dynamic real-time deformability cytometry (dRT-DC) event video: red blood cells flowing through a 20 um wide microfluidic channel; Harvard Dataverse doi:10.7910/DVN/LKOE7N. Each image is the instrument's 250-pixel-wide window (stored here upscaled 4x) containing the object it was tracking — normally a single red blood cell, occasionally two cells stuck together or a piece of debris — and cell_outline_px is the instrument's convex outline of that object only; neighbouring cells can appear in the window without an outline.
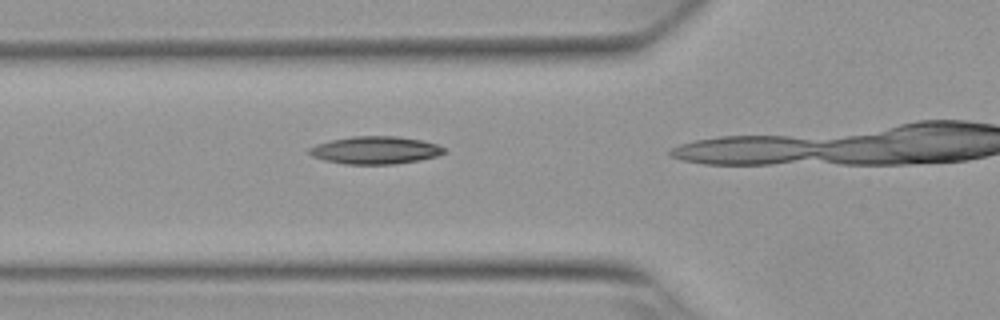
{"species": "Egyptian fruit bat (a non-hibernating species)", "species_latin": "Rousettus aegyptiacus", "temperature_condition": "warm", "stored_images_in_passage": 11, "camera_frame_rate_fps": 3000, "um_per_image_px": 0.085, "animal": {"sex": "female"}, "frame": {"image": 1, "passage_image": 10, "time_ms": 3.0, "image_size_px": [1000, 320], "cell_outline_px": [[448, 148], [444, 152], [436, 156], [420, 160], [396, 164], [344, 164], [324, 160], [312, 156], [308, 152], [308, 148], [316, 144], [332, 140], [352, 136], [396, 136], [420, 140], [436, 144]], "centroid_in_image_um": [31.89, 12.77], "position_along_channel_um": 93.9, "area_um2": 21.73}}